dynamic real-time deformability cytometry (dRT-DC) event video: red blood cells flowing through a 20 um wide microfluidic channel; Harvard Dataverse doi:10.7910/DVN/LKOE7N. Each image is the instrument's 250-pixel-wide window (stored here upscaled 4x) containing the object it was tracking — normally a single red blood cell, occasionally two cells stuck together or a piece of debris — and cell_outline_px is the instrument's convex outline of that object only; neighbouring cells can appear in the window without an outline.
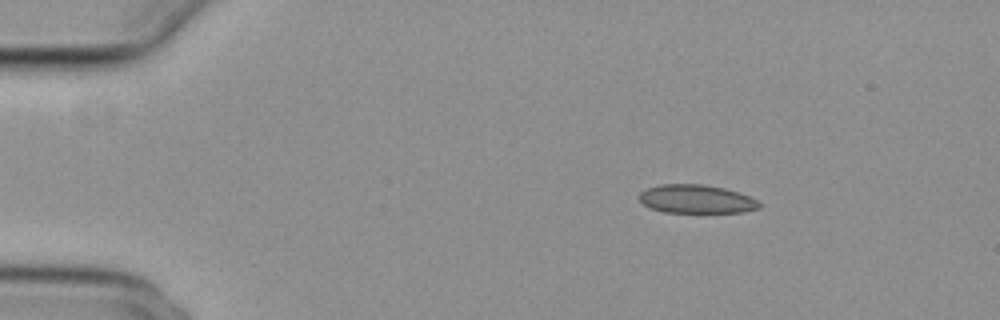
{"species": "common noctule bat (a hibernating species)", "species_latin": "Nyctalus noctula", "temperature_condition": "cold", "stored_images_in_passage": 48, "camera_frame_rate_fps": 3000, "um_per_image_px": 0.085, "animal": {"sex": "female", "body_mass_g": 29.2, "forearm_length_mm": 56.3}, "frame": {"image": 1, "passage_image": 1, "time_ms": 0.0, "image_size_px": [1000, 320], "cell_outline_px": [[760, 208], [744, 212], [664, 212], [652, 208], [644, 204], [640, 200], [640, 192], [648, 188], [660, 184], [704, 184], [724, 188], [748, 196], [756, 200], [760, 204]], "centroid_in_image_um": [59.19, 16.92], "position_along_channel_um": 25.8, "area_um2": 19.71}}
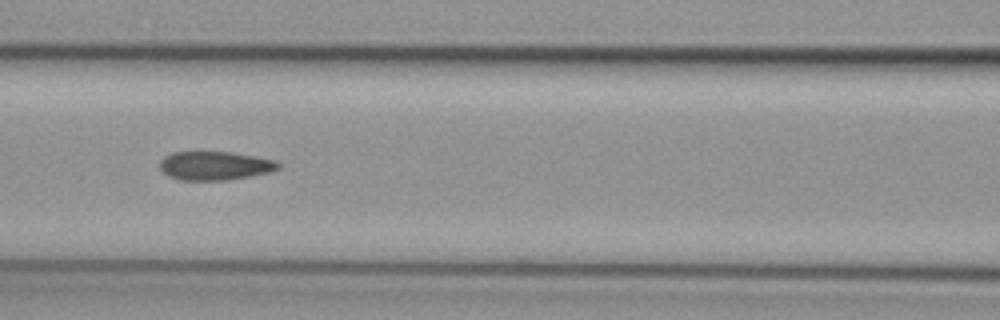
{"frame": {"image": 2, "passage_image": 17, "time_ms": 5.333, "image_size_px": [1000, 320], "cell_outline_px": [[280, 168], [272, 172], [228, 180], [180, 180], [168, 176], [160, 168], [160, 160], [164, 156], [172, 152], [232, 152], [256, 156], [276, 160], [280, 164]], "centroid_in_image_um": [18.29, 14.08], "position_along_channel_um": 148.3, "area_um2": 20.0}}
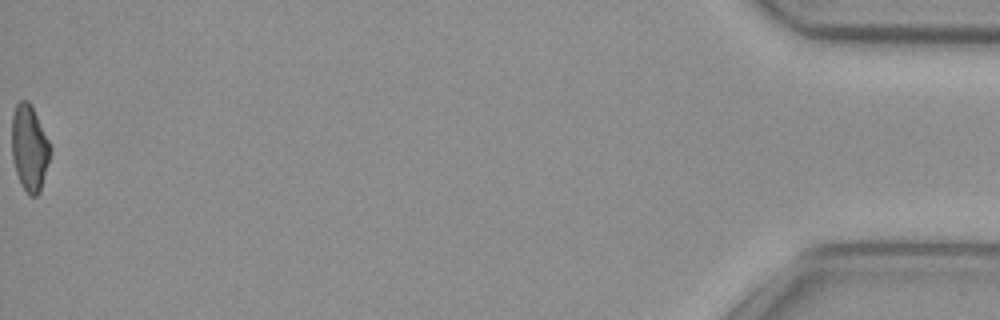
{"frame": {"image": 3, "passage_image": 48, "time_ms": 15.667, "image_size_px": [1000, 320], "cell_outline_px": [[52, 148], [40, 192], [36, 196], [28, 196], [16, 172], [12, 160], [12, 116], [16, 104], [20, 100], [28, 100]], "centroid_in_image_um": [2.49, 12.6], "position_along_channel_um": 432.7, "area_um2": 19.02}, "authors_computed_cell_mechanics": {"area_um2": 20.3745, "velocity_mm_per_s": 3.7366, "shape_relaxation_time_tau1_ms": null, "shape_relaxation_time_tau2_ms": 5.8994, "deformation_change_tau1": null, "deformation_change_tau2": 0.0971}}